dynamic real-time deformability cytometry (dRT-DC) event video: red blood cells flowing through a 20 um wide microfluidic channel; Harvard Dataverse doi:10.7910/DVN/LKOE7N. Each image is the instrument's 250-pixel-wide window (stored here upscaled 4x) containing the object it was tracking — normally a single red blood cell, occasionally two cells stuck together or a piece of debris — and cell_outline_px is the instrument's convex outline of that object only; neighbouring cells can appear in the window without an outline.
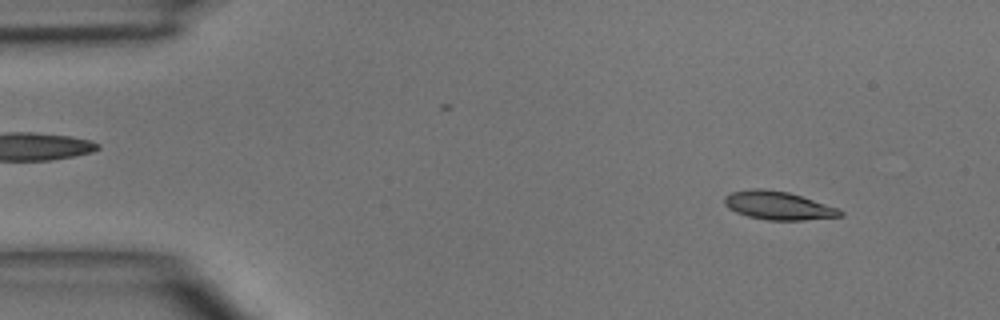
{"species": "common noctule bat (a hibernating species)", "species_latin": "Nyctalus noctula", "temperature_condition": "room temperature", "stored_images_in_passage": 4, "camera_frame_rate_fps": 3000, "um_per_image_px": 0.085, "animal": {"sex": "male", "body_mass_g": 15.6}, "frame": {"image": 1, "passage_image": 1, "time_ms": 0.0, "image_size_px": [1000, 320], "cell_outline_px": [[844, 216], [804, 220], [768, 220], [748, 216], [736, 212], [728, 208], [724, 204], [724, 196], [732, 192], [752, 188], [760, 188], [788, 192], [836, 208], [844, 212]], "centroid_in_image_um": [66.11, 17.47], "position_along_channel_um": 18.9, "area_um2": 18.9}}
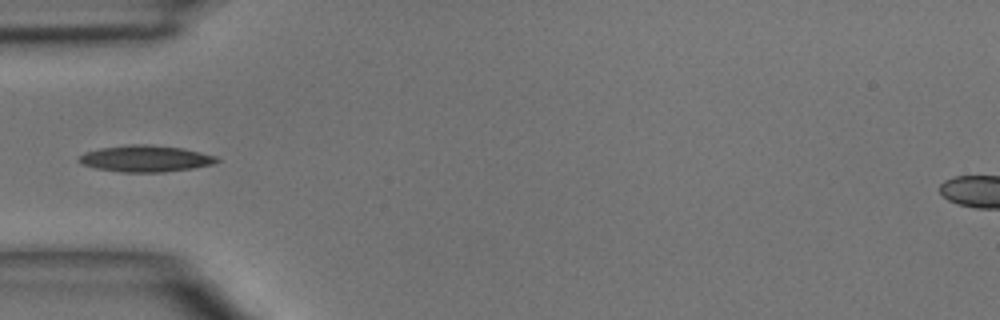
{"frame": {"image": 2, "passage_image": 4, "time_ms": 3.333, "image_size_px": [1000, 320], "cell_outline_px": [[220, 160], [212, 164], [192, 168], [164, 172], [120, 172], [96, 168], [80, 164], [76, 160], [84, 152], [100, 148], [128, 144], [144, 144], [184, 148], [216, 156]], "centroid_in_image_um": [12.33, 13.48], "position_along_channel_um": 72.7, "area_um2": 21.33}}